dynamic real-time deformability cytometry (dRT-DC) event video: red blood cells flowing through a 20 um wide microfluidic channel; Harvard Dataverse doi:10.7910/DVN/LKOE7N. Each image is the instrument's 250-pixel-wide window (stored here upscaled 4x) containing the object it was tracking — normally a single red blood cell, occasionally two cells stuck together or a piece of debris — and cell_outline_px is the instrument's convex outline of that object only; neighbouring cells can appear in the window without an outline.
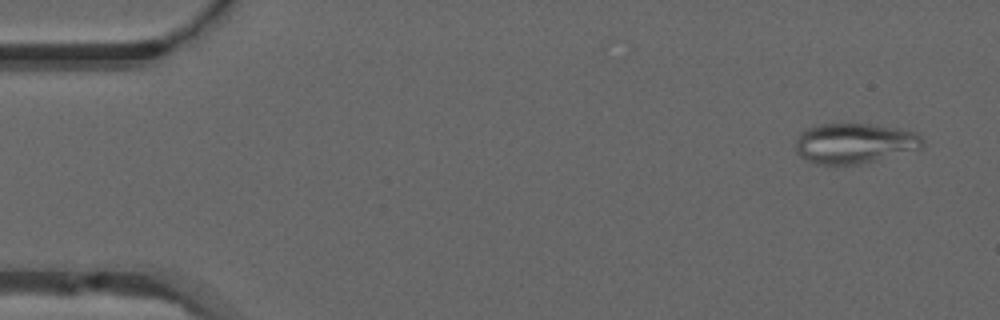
{"species": "common noctule bat (a hibernating species)", "species_latin": "Nyctalus noctula", "temperature_condition": "warm", "stored_images_in_passage": 51, "camera_frame_rate_fps": 3000, "um_per_image_px": 0.085, "animal": {"sex": "male", "forearm_length_mm": 52.5}, "frame": {"image": 1, "passage_image": 3, "time_ms": 0.667, "image_size_px": [1000, 320], "cell_outline_px": [[924, 144], [920, 148], [876, 160], [856, 164], [816, 164], [800, 156], [796, 152], [796, 140], [800, 132], [816, 124], [872, 124], [900, 128], [916, 132], [924, 140]], "centroid_in_image_um": [72.62, 12.16], "position_along_channel_um": 12.4, "area_um2": 29.65}}
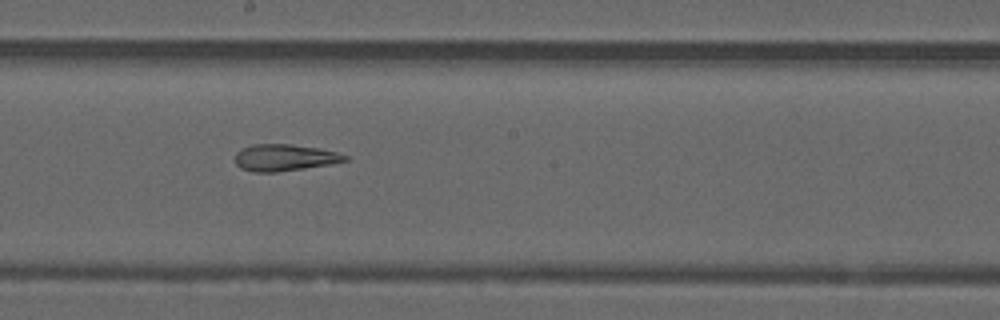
{"frame": {"image": 2, "passage_image": 28, "time_ms": 9.0, "image_size_px": [1000, 320], "cell_outline_px": [[348, 160], [332, 164], [276, 172], [252, 172], [240, 168], [236, 164], [236, 152], [240, 148], [252, 144], [292, 144], [320, 148], [336, 152], [348, 156]], "centroid_in_image_um": [24.17, 13.39], "position_along_channel_um": 224.0, "area_um2": 17.22}}
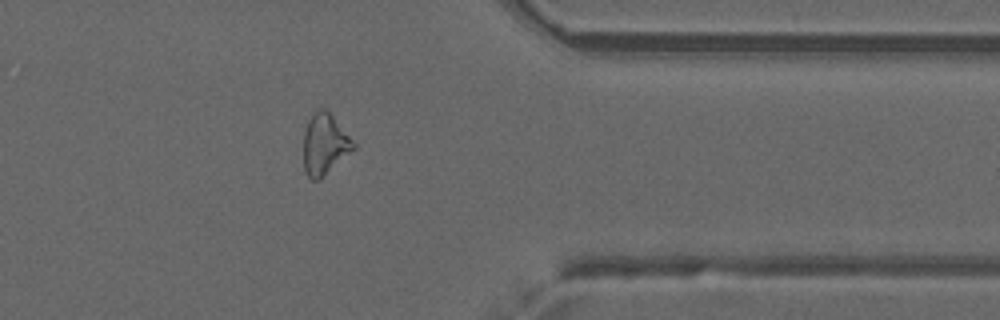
{"frame": {"image": 3, "passage_image": 41, "time_ms": 13.333, "image_size_px": [1000, 320], "cell_outline_px": [[356, 148], [320, 180], [312, 180], [308, 176], [304, 168], [304, 132], [308, 120], [312, 112], [316, 108], [324, 108], [332, 116], [356, 144]], "centroid_in_image_um": [27.59, 12.27], "position_along_channel_um": 383.8, "area_um2": 17.74}, "authors_computed_cell_mechanics": {"area_um2": 19.652, "velocity_mm_per_s": 4.0039, "shape_relaxation_time_tau1_ms": null, "shape_relaxation_time_tau2_ms": 4.1546, "deformation_change_tau1": null, "deformation_change_tau2": 0.1588}}